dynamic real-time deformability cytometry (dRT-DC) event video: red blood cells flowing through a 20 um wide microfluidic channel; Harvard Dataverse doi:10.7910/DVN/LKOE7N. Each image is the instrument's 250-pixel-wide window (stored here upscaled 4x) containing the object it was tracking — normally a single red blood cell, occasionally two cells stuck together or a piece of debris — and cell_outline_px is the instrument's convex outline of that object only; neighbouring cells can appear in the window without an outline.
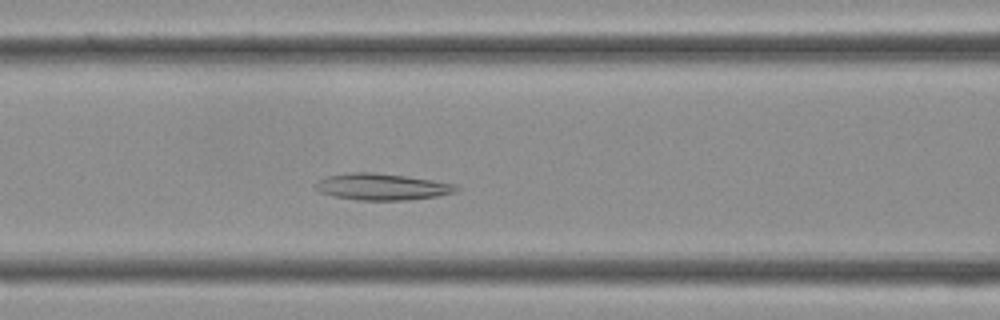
{"species": "Egyptian fruit bat (a non-hibernating species)", "species_latin": "Rousettus aegyptiacus", "temperature_condition": "cold", "stored_images_in_passage": 32, "camera_frame_rate_fps": 3000, "um_per_image_px": 0.085, "frame": {"image": 1, "passage_image": 11, "time_ms": 3.333, "image_size_px": [1000, 320], "cell_outline_px": [[460, 188], [456, 192], [436, 196], [404, 200], [356, 200], [332, 196], [320, 192], [312, 188], [312, 184], [316, 180], [328, 176], [348, 172], [372, 172], [404, 176], [432, 180], [456, 184]], "centroid_in_image_um": [32.39, 15.87], "position_along_channel_um": 134.2, "area_um2": 21.96}}
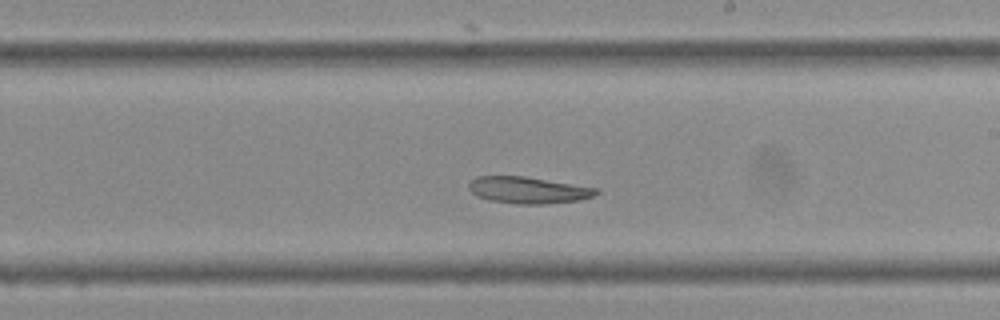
{"frame": {"image": 2, "passage_image": 17, "time_ms": 5.333, "image_size_px": [1000, 320], "cell_outline_px": [[600, 192], [592, 196], [580, 200], [544, 204], [520, 204], [488, 200], [476, 196], [468, 188], [468, 184], [476, 176], [524, 176], [600, 188]], "centroid_in_image_um": [44.91, 16.16], "position_along_channel_um": 244.1, "area_um2": 19.88}}
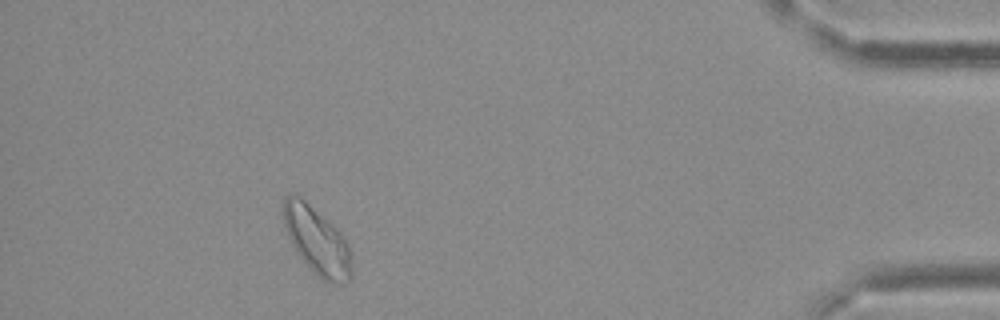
{"frame": {"image": 3, "passage_image": 29, "time_ms": 9.333, "image_size_px": [1000, 320], "cell_outline_px": [[352, 280], [344, 284], [328, 284], [296, 252], [288, 236], [280, 212], [284, 196], [300, 196], [328, 220], [344, 236], [348, 244], [352, 256]], "centroid_in_image_um": [26.96, 20.47], "position_along_channel_um": 408.2, "area_um2": 26.99}}